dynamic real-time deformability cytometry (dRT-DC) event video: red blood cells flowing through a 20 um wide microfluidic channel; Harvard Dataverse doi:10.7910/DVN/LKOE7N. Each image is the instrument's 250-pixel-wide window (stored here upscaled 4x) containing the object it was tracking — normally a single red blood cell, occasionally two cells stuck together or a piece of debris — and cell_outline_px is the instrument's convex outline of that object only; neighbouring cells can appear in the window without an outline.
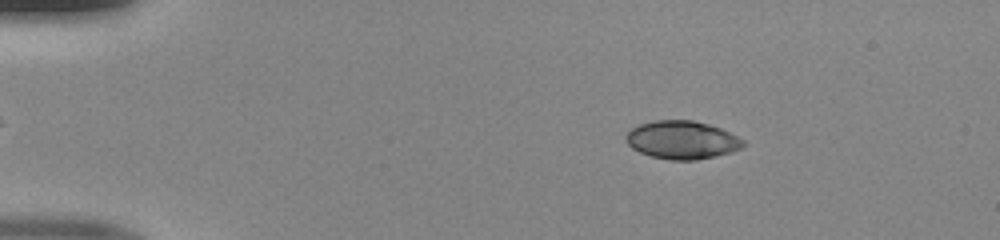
{"species": "human", "species_latin": "Homo sapiens", "temperature_condition": "room temperature", "stored_images_in_passage": 49, "camera_frame_rate_fps": 3000, "um_per_image_px": 0.085, "donor": {"sex": "male"}, "frame": {"image": 1, "passage_image": 8, "time_ms": 2.333, "image_size_px": [1000, 240], "cell_outline_px": [[744, 144], [740, 148], [732, 152], [716, 156], [696, 160], [668, 160], [652, 156], [640, 152], [632, 148], [628, 144], [624, 136], [632, 128], [640, 124], [656, 120], [692, 120], [708, 124], [720, 128], [744, 140]], "centroid_in_image_um": [57.96, 11.9], "position_along_channel_um": 27.0, "area_um2": 25.95}}
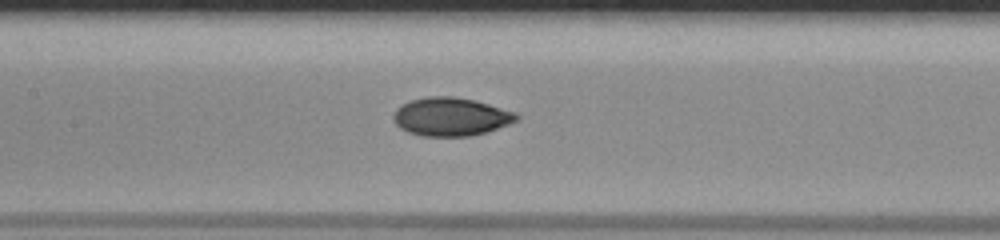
{"frame": {"image": 2, "passage_image": 24, "time_ms": 7.667, "image_size_px": [1000, 240], "cell_outline_px": [[520, 116], [516, 120], [508, 124], [472, 136], [420, 136], [408, 132], [400, 128], [392, 120], [392, 116], [396, 108], [412, 100], [428, 96], [452, 96], [472, 100], [488, 104], [516, 112]], "centroid_in_image_um": [38.28, 9.92], "position_along_channel_um": 169.1, "area_um2": 27.34}}
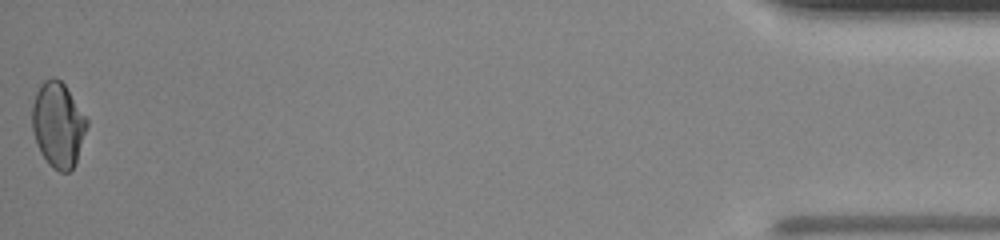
{"frame": {"image": 3, "passage_image": 49, "time_ms": 16.0, "image_size_px": [1000, 240], "cell_outline_px": [[88, 124], [76, 164], [68, 172], [60, 172], [52, 168], [48, 164], [40, 152], [32, 128], [32, 104], [36, 92], [40, 84], [44, 80], [52, 76], [56, 76], [64, 84], [88, 120]], "centroid_in_image_um": [4.93, 10.6], "position_along_channel_um": 430.3, "area_um2": 27.22}}